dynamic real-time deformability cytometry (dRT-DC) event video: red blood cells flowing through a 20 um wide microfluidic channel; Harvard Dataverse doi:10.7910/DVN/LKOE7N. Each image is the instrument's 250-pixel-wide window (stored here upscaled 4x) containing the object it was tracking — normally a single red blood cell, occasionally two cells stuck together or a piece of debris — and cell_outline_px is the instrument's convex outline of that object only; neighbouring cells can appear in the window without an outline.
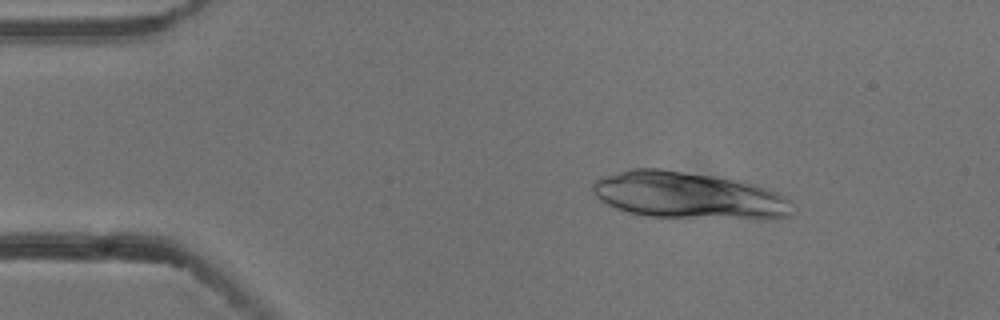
{"species": "common noctule bat (a hibernating species)", "species_latin": "Nyctalus noctula", "temperature_condition": "cold", "stored_images_in_passage": 4, "camera_frame_rate_fps": 3000, "um_per_image_px": 0.085, "animal": {"sex": "male", "body_mass_g": 13.3}, "frame": {"image": 1, "passage_image": 2, "time_ms": 0.333, "image_size_px": [1000, 320], "cell_outline_px": [[796, 212], [792, 216], [772, 220], [756, 220], [644, 216], [628, 212], [616, 208], [600, 200], [596, 196], [592, 188], [592, 184], [600, 176], [628, 168], [660, 168], [712, 176], [736, 180], [756, 184], [768, 188], [788, 196], [792, 200]], "centroid_in_image_um": [58.63, 16.64], "position_along_channel_um": 26.4, "area_um2": 55.95}}